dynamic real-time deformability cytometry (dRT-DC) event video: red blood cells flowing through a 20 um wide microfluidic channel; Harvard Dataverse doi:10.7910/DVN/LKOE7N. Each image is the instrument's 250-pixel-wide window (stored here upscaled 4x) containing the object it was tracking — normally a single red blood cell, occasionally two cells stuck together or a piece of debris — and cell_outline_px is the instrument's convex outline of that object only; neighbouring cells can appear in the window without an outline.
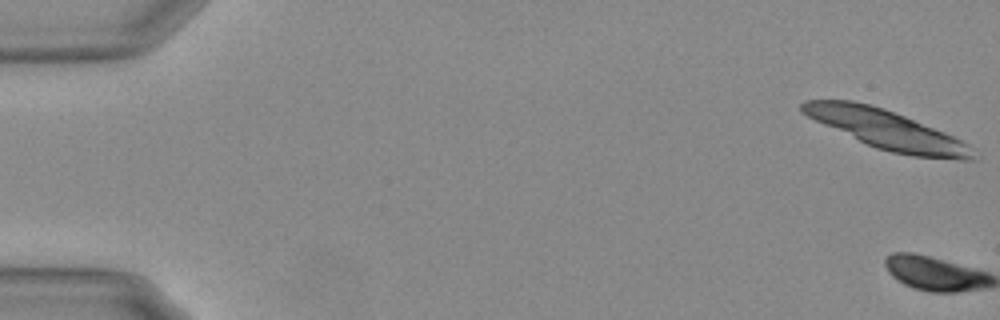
{"species": "Egyptian fruit bat (a non-hibernating species)", "species_latin": "Rousettus aegyptiacus", "temperature_condition": "warm", "stored_images_in_passage": 2, "camera_frame_rate_fps": 3000, "um_per_image_px": 0.085, "animal": {"sex": "female"}, "frame": {"image": 1, "passage_image": 1, "time_ms": 0.0, "image_size_px": [1000, 320], "cell_outline_px": [[972, 160], [964, 160], [912, 156], [892, 152], [876, 148], [824, 124], [808, 116], [800, 108], [800, 104], [804, 100], [852, 100], [884, 108], [944, 132], [968, 144], [972, 156]], "centroid_in_image_um": [75.33, 11.0], "position_along_channel_um": 9.7, "area_um2": 37.69}}